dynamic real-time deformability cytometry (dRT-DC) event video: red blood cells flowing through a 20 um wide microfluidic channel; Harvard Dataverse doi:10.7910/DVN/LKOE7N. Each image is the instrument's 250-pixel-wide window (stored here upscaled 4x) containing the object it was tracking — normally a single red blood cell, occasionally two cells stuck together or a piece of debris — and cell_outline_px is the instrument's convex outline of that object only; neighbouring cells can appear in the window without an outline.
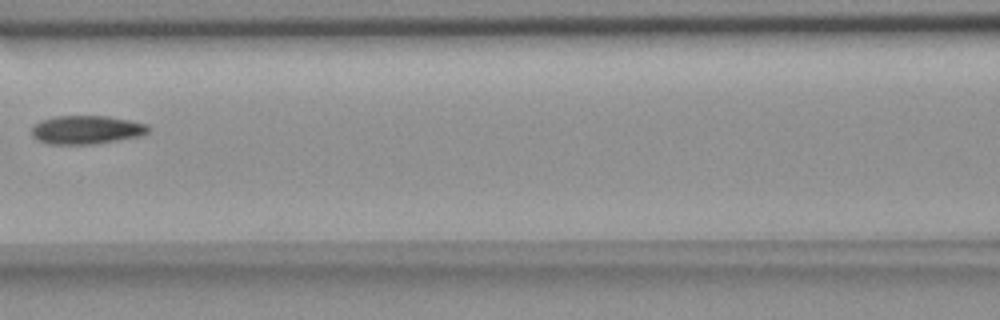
{"species": "common noctule bat (a hibernating species)", "species_latin": "Nyctalus noctula", "temperature_condition": "room temperature", "stored_images_in_passage": 5, "camera_frame_rate_fps": 3000, "um_per_image_px": 0.085, "animal": {"sex": "female", "body_mass_g": 18.4}, "frame": {"image": 1, "passage_image": 4, "time_ms": 1.0, "image_size_px": [1000, 320], "cell_outline_px": [[148, 132], [140, 136], [96, 144], [48, 144], [36, 140], [32, 136], [32, 128], [40, 120], [56, 116], [104, 116], [128, 120], [148, 124]], "centroid_in_image_um": [7.32, 11.04], "position_along_channel_um": 159.3, "area_um2": 19.36}}
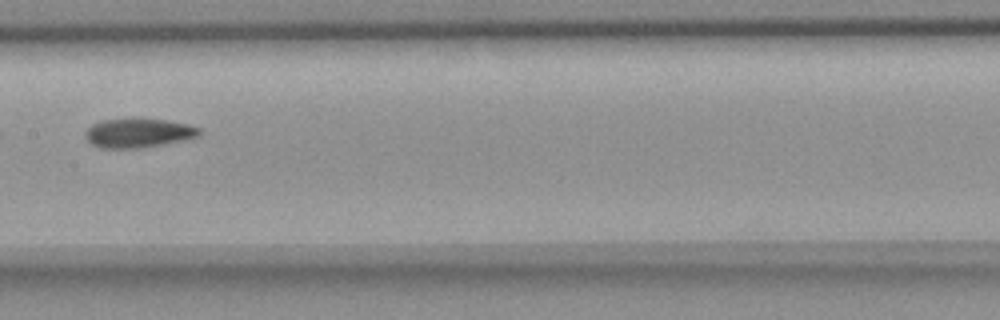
{"frame": {"image": 2, "passage_image": 5, "time_ms": 1.333, "image_size_px": [1000, 320], "cell_outline_px": [[200, 132], [196, 136], [180, 140], [144, 148], [100, 148], [92, 144], [84, 136], [84, 132], [92, 124], [104, 120], [136, 116], [164, 120], [188, 124], [200, 128]], "centroid_in_image_um": [11.7, 11.27], "position_along_channel_um": 195.7, "area_um2": 19.65}}